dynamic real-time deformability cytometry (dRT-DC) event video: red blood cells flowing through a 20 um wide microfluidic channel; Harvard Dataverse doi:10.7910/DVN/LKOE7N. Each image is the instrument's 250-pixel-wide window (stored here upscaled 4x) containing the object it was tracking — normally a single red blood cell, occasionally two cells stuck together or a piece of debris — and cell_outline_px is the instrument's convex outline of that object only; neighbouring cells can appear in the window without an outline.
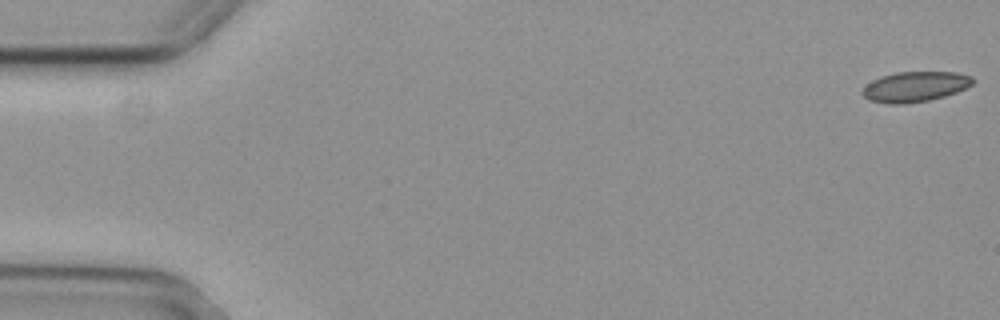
{"species": "common noctule bat (a hibernating species)", "species_latin": "Nyctalus noctula", "temperature_condition": "cold", "stored_images_in_passage": 13, "camera_frame_rate_fps": 3000, "um_per_image_px": 0.085, "animal": {"sex": "female", "body_mass_g": 29.2, "forearm_length_mm": 56.3}, "frame": {"image": 1, "passage_image": 1, "time_ms": 0.0, "image_size_px": [1000, 320], "cell_outline_px": [[976, 80], [972, 84], [956, 92], [944, 96], [928, 100], [904, 104], [888, 104], [872, 100], [864, 96], [860, 92], [872, 80], [880, 76], [896, 72], [956, 72], [972, 76]], "centroid_in_image_um": [77.79, 7.36], "position_along_channel_um": 7.2, "area_um2": 19.36}}